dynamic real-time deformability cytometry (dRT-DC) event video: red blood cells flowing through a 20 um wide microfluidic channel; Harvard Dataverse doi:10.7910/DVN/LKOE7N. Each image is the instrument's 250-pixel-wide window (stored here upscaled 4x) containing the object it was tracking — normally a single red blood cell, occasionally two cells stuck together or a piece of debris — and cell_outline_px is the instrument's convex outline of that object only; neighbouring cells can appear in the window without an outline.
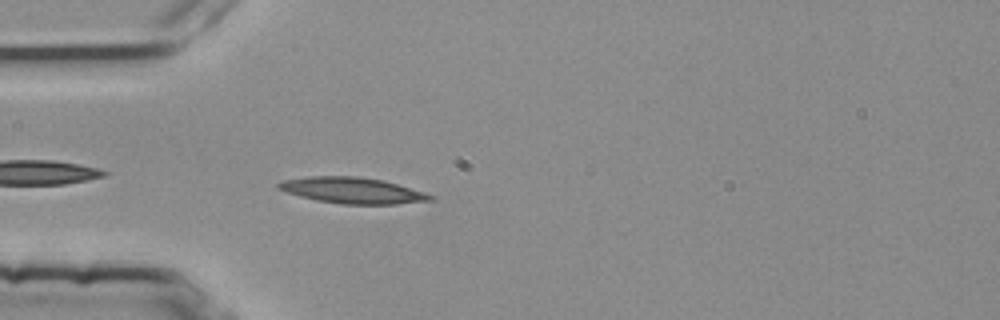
{"species": "common noctule bat (a hibernating species)", "species_latin": "Nyctalus noctula", "temperature_condition": "room temperature", "stored_images_in_passage": 3, "camera_frame_rate_fps": 3000, "um_per_image_px": 0.085, "animal": {"sex": "female", "body_mass_g": 25.1}, "frame": {"image": 1, "passage_image": 3, "time_ms": 0.667, "image_size_px": [1000, 320], "cell_outline_px": [[436, 196], [432, 200], [396, 204], [340, 204], [316, 200], [300, 196], [276, 188], [276, 184], [280, 180], [308, 176], [356, 176], [384, 180], [424, 192]], "centroid_in_image_um": [29.93, 16.18], "position_along_channel_um": 55.1, "area_um2": 23.12}}